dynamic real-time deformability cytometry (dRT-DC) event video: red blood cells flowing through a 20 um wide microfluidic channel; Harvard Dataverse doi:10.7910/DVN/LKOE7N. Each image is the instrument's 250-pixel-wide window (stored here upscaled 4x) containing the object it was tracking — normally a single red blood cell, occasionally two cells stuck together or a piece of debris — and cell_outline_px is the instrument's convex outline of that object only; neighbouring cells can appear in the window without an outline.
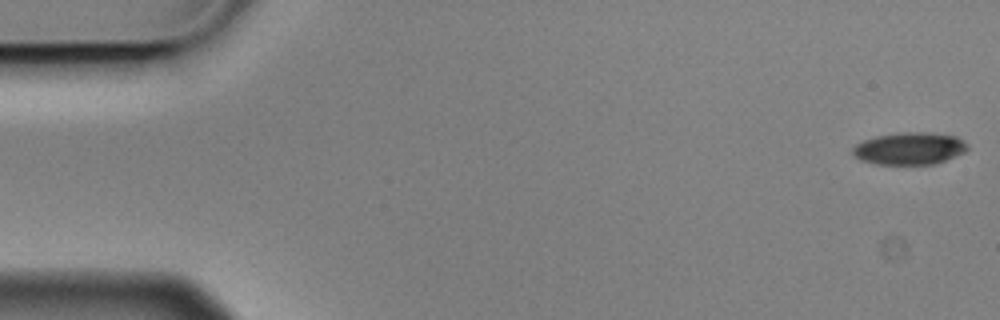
{"species": "Egyptian fruit bat (a non-hibernating species)", "species_latin": "Rousettus aegyptiacus", "temperature_condition": "cold", "stored_images_in_passage": 5, "camera_frame_rate_fps": 3000, "um_per_image_px": 0.085, "animal": {"sex": "male"}, "frame": {"image": 1, "passage_image": 1, "time_ms": 0.0, "image_size_px": [1000, 320], "cell_outline_px": [[968, 148], [964, 152], [956, 156], [936, 164], [876, 164], [860, 160], [852, 152], [852, 148], [856, 144], [864, 140], [876, 136], [900, 132], [928, 132], [956, 136], [968, 144]], "centroid_in_image_um": [77.32, 12.62], "position_along_channel_um": 7.7, "area_um2": 21.62}}